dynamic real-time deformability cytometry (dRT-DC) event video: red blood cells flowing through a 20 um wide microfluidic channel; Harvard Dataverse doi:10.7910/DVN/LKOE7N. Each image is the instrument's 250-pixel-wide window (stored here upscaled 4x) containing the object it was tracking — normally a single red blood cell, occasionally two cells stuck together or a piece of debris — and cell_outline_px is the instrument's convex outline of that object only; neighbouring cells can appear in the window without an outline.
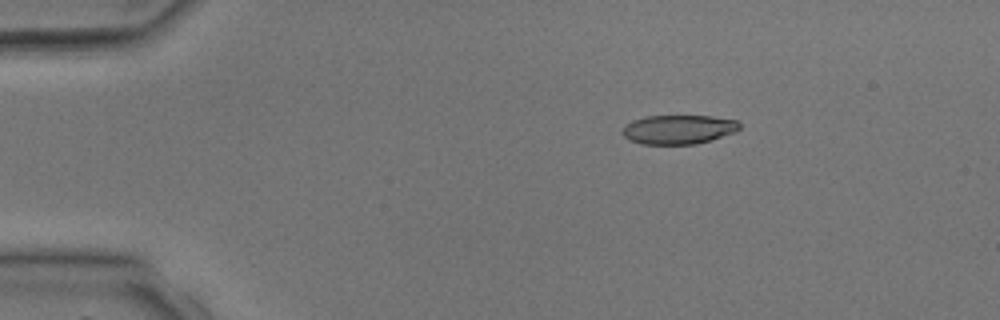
{"species": "common noctule bat (a hibernating species)", "species_latin": "Nyctalus noctula", "temperature_condition": "room temperature", "stored_images_in_passage": 3, "camera_frame_rate_fps": 3000, "um_per_image_px": 0.085, "animal": {"sex": "male", "body_mass_g": 17.9, "forearm_length_mm": 54.2}, "frame": {"image": 1, "passage_image": 1, "time_ms": 0.0, "image_size_px": [1000, 320], "cell_outline_px": [[740, 128], [736, 132], [696, 144], [640, 144], [624, 136], [620, 132], [632, 120], [644, 116], [712, 116], [736, 120], [740, 124]], "centroid_in_image_um": [57.68, 11.0], "position_along_channel_um": 27.3, "area_um2": 19.83}}